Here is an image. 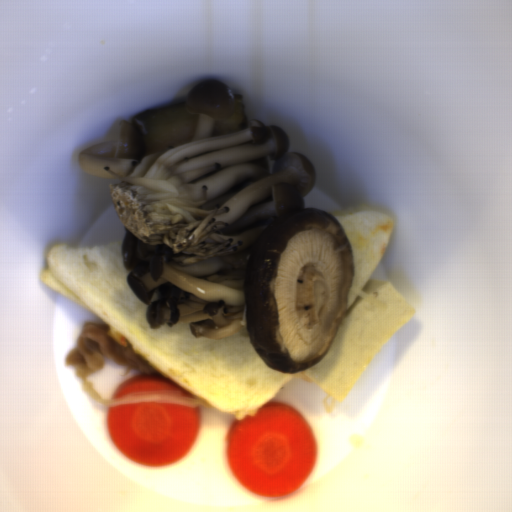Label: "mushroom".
I'll use <instances>...</instances> for the list:
<instances>
[{"mask_svg":"<svg viewBox=\"0 0 512 512\" xmlns=\"http://www.w3.org/2000/svg\"><path fill=\"white\" fill-rule=\"evenodd\" d=\"M354 280L344 227L316 207L277 216L247 251L244 325L280 374L325 359L348 312Z\"/></svg>","mask_w":512,"mask_h":512,"instance_id":"1","label":"mushroom"}]
</instances>
